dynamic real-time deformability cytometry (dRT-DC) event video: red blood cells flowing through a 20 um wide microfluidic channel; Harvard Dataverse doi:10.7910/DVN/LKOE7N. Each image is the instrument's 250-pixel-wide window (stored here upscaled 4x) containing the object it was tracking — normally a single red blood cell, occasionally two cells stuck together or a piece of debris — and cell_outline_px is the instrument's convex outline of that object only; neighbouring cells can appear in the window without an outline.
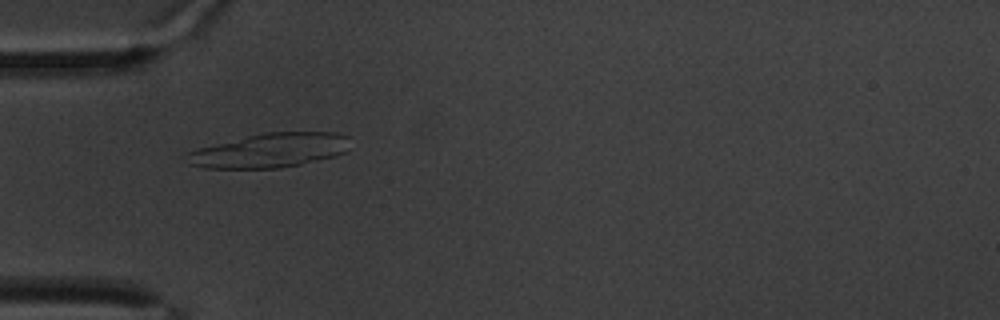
{"species": "common noctule bat (a hibernating species)", "species_latin": "Nyctalus noctula", "temperature_condition": "warm", "stored_images_in_passage": 43, "camera_frame_rate_fps": 3000, "um_per_image_px": 0.085, "animal": {"sex": "male", "body_mass_g": 20.1, "forearm_length_mm": 53.5}, "frame": {"image": 1, "passage_image": 1, "time_ms": 0.0, "image_size_px": [1000, 320], "cell_outline_px": [[348, 152], [336, 156], [300, 164], [280, 168], [204, 168], [188, 164], [188, 152], [200, 148], [264, 132], [336, 132], [348, 136]], "centroid_in_image_um": [23.0, 12.79], "position_along_channel_um": 62.0, "area_um2": 32.37}}